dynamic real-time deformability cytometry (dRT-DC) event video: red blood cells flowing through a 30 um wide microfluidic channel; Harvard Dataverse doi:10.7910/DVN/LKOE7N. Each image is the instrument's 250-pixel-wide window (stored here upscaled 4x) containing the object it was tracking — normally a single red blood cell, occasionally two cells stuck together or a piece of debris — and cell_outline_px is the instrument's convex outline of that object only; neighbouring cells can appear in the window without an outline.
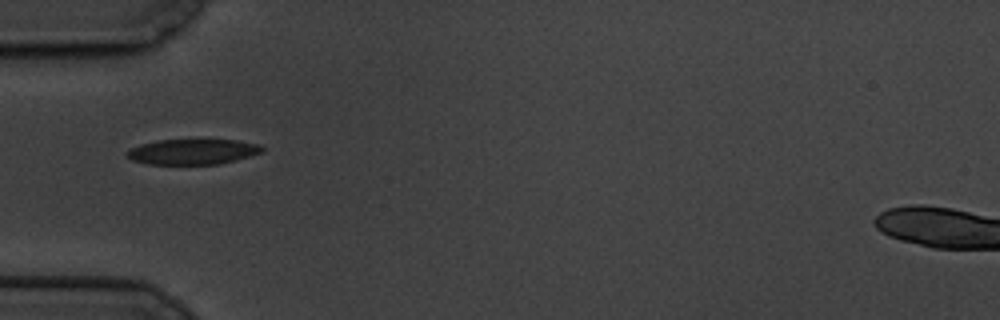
{"species": "common noctule bat (a hibernating species)", "species_latin": "Nyctalus noctula", "temperature_condition": "cold", "stored_images_in_passage": 41, "camera_frame_rate_fps": 3000, "um_per_image_px": 0.085, "animal": {"sex": "male", "body_mass_g": 19.5, "forearm_length_mm": 54.6}, "frame": {"image": 1, "passage_image": 1, "time_ms": 0.0, "image_size_px": [1000, 320], "cell_outline_px": [[264, 152], [220, 164], [148, 164], [132, 160], [128, 156], [128, 152], [132, 148], [140, 144], [156, 140], [204, 136], [236, 140], [260, 144], [264, 148]], "centroid_in_image_um": [16.45, 12.83], "position_along_channel_um": 68.6, "area_um2": 21.04}}
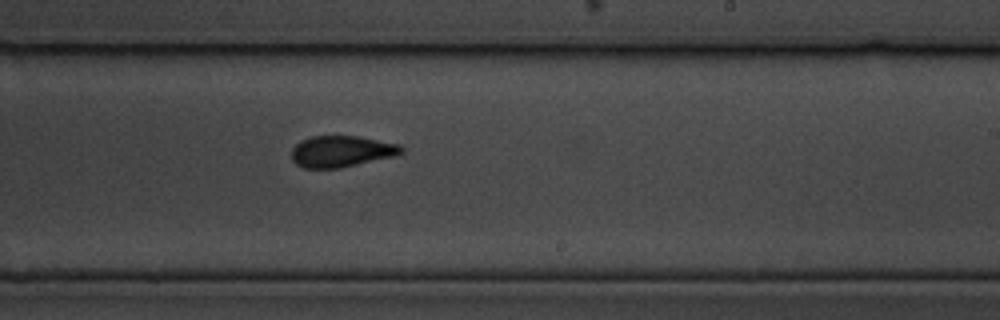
{"frame": {"image": 2, "passage_image": 18, "time_ms": 5.667, "image_size_px": [1000, 320], "cell_outline_px": [[404, 152], [396, 156], [340, 168], [304, 168], [296, 164], [292, 160], [292, 148], [300, 140], [312, 136], [356, 136], [400, 144], [404, 148]], "centroid_in_image_um": [29.03, 12.87], "position_along_channel_um": 260.0, "area_um2": 20.17}}
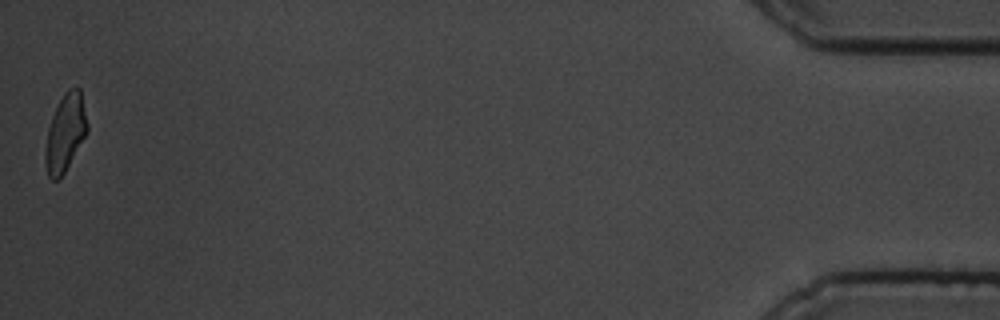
{"frame": {"image": 3, "passage_image": 41, "time_ms": 13.333, "image_size_px": [1000, 320], "cell_outline_px": [[88, 132], [60, 180], [52, 180], [48, 176], [44, 164], [44, 156], [48, 128], [52, 116], [64, 92], [68, 88], [80, 88], [88, 124]], "centroid_in_image_um": [5.55, 11.33], "position_along_channel_um": 429.7, "area_um2": 19.02}, "authors_computed_cell_mechanics": {"area_um2": 19.8832, "velocity_mm_per_s": 3.3861, "shape_relaxation_time_tau1_ms": 3.4876, "shape_relaxation_time_tau2_ms": 2.0955, "deformation_change_tau1": 0.1069, "deformation_change_tau2": 0.0643}}